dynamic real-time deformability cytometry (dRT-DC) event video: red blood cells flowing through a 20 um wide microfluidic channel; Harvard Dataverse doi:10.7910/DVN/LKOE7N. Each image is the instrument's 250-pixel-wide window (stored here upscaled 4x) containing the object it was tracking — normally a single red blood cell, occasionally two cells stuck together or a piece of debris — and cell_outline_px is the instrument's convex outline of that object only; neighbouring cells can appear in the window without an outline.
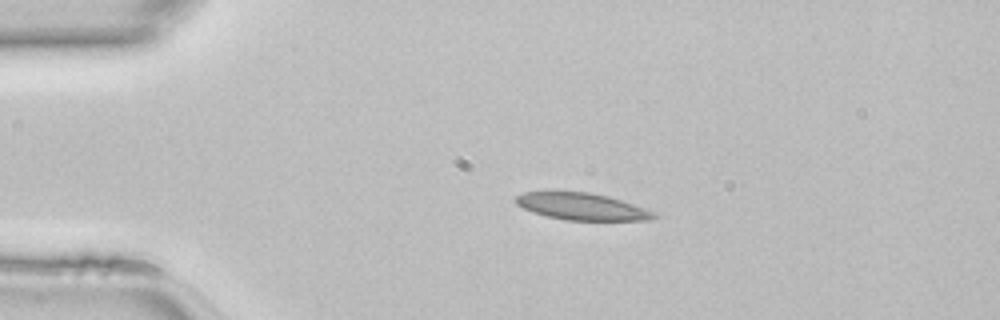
{"species": "common noctule bat (a hibernating species)", "species_latin": "Nyctalus noctula", "temperature_condition": "room temperature", "stored_images_in_passage": 18, "camera_frame_rate_fps": 3000, "um_per_image_px": 0.085, "animal": {"sex": "female", "body_mass_g": 22.7, "forearm_length_mm": 54.2}, "frame": {"image": 1, "passage_image": 1, "time_ms": 0.0, "image_size_px": [1000, 320], "cell_outline_px": [[656, 216], [648, 220], [564, 220], [532, 212], [516, 204], [516, 196], [524, 192], [588, 192], [608, 196], [632, 204], [652, 212]], "centroid_in_image_um": [49.4, 17.55], "position_along_channel_um": 35.6, "area_um2": 21.15}}
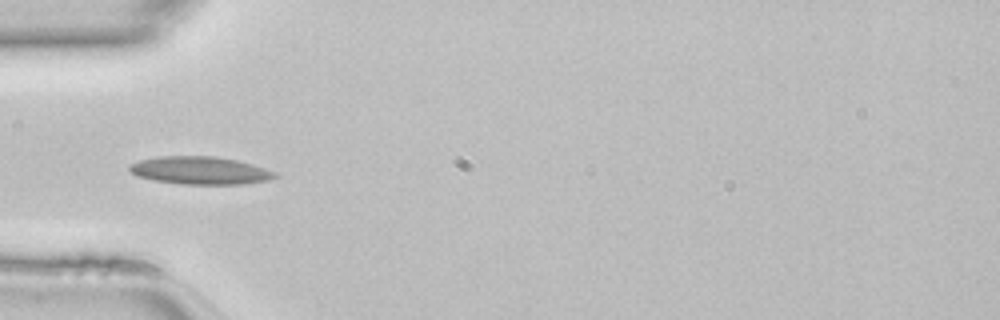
{"frame": {"image": 2, "passage_image": 6, "time_ms": 1.667, "image_size_px": [1000, 320], "cell_outline_px": [[276, 176], [268, 180], [244, 184], [180, 184], [152, 180], [136, 176], [128, 168], [128, 164], [140, 160], [160, 156], [216, 156], [236, 160], [252, 164], [276, 172]], "centroid_in_image_um": [16.97, 14.49], "position_along_channel_um": 68.0, "area_um2": 23.58}}